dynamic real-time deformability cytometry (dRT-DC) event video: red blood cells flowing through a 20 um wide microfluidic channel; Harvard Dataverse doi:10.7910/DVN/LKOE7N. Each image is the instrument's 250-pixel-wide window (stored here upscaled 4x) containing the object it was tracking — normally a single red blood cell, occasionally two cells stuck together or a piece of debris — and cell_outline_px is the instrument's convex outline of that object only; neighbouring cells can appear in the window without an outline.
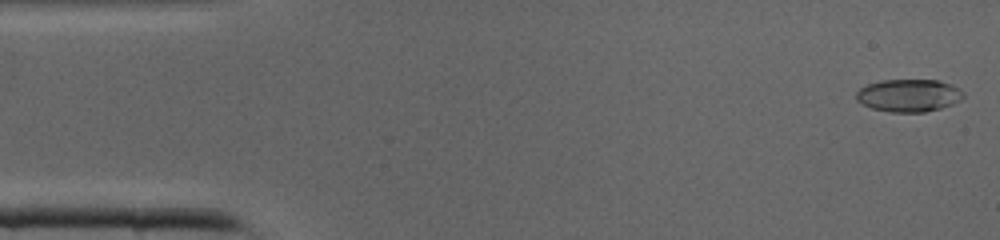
{"species": "common noctule bat (a hibernating species)", "species_latin": "Nyctalus noctula", "temperature_condition": "cold", "stored_images_in_passage": 40, "camera_frame_rate_fps": 3000, "um_per_image_px": 0.085, "animal": {"sex": "male", "body_mass_g": 19.0, "forearm_length_mm": 50.8}, "frame": {"image": 1, "passage_image": 1, "time_ms": 0.0, "image_size_px": [1000, 240], "cell_outline_px": [[964, 96], [960, 100], [952, 104], [940, 108], [924, 112], [892, 112], [872, 108], [856, 100], [856, 92], [860, 88], [868, 84], [880, 80], [936, 80], [948, 84], [964, 92]], "centroid_in_image_um": [77.22, 8.11], "position_along_channel_um": 7.8, "area_um2": 20.11}}
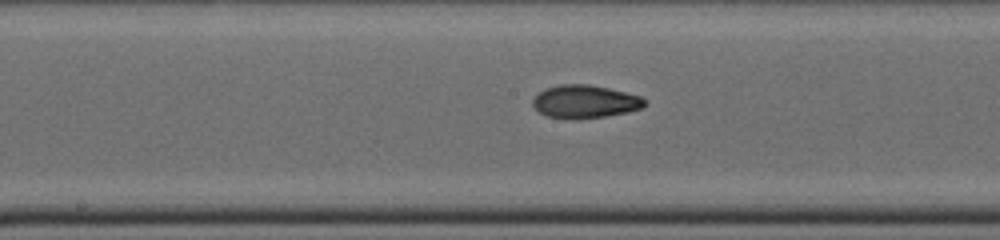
{"frame": {"image": 2, "passage_image": 20, "time_ms": 6.333, "image_size_px": [1000, 240], "cell_outline_px": [[648, 104], [644, 108], [628, 112], [604, 116], [544, 116], [532, 104], [532, 100], [544, 88], [560, 84], [588, 84], [608, 88], [640, 96], [648, 100]], "centroid_in_image_um": [49.78, 8.59], "position_along_channel_um": 198.4, "area_um2": 20.92}}
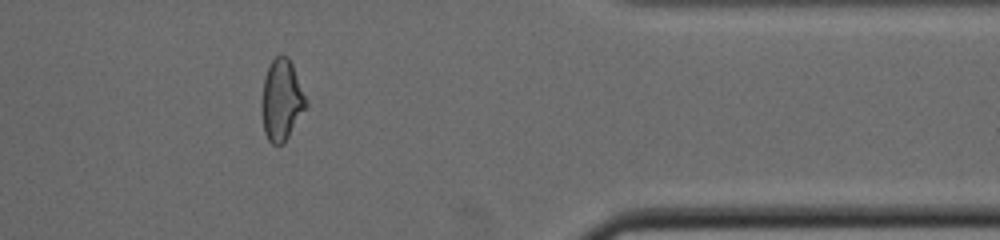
{"frame": {"image": 3, "passage_image": 33, "time_ms": 10.667, "image_size_px": [1000, 240], "cell_outline_px": [[308, 104], [284, 144], [272, 144], [268, 140], [264, 132], [260, 108], [260, 104], [264, 76], [272, 60], [280, 52], [288, 56], [292, 64]], "centroid_in_image_um": [23.9, 8.5], "position_along_channel_um": 387.5, "area_um2": 21.15}}